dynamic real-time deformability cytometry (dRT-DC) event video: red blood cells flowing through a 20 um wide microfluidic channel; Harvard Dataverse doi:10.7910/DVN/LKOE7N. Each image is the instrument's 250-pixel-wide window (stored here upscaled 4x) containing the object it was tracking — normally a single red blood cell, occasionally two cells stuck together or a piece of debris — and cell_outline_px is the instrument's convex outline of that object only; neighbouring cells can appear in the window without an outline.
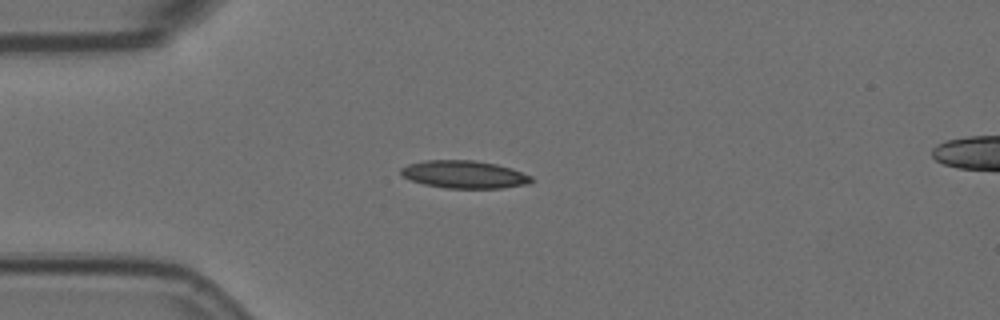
{"species": "Egyptian fruit bat (a non-hibernating species)", "species_latin": "Rousettus aegyptiacus", "temperature_condition": "room temperature", "stored_images_in_passage": 8, "camera_frame_rate_fps": 3000, "um_per_image_px": 0.085, "animal": {"sex": "female"}, "frame": {"image": 1, "passage_image": 3, "time_ms": 0.667, "image_size_px": [1000, 320], "cell_outline_px": [[532, 180], [528, 184], [500, 188], [444, 188], [424, 184], [412, 180], [404, 176], [400, 172], [400, 168], [408, 164], [424, 160], [476, 160], [496, 164], [512, 168], [532, 176]], "centroid_in_image_um": [39.46, 14.82], "position_along_channel_um": 45.5, "area_um2": 21.04}}
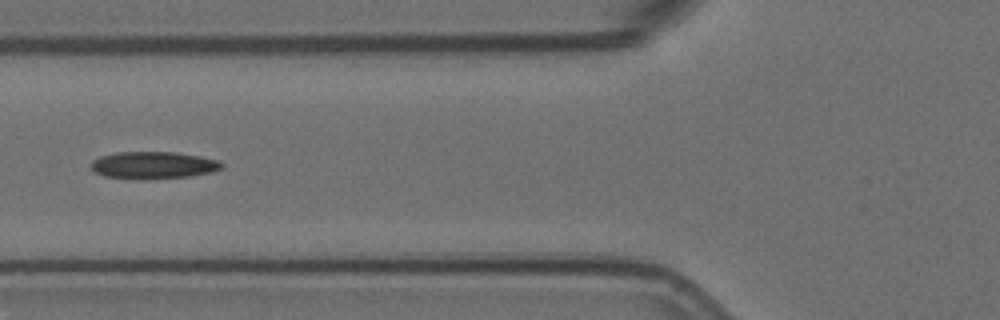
{"frame": {"image": 2, "passage_image": 5, "time_ms": 1.333, "image_size_px": [1000, 320], "cell_outline_px": [[224, 168], [212, 172], [188, 176], [148, 180], [128, 180], [104, 176], [96, 172], [92, 168], [92, 160], [100, 156], [116, 152], [176, 152], [200, 156], [220, 160], [224, 164]], "centroid_in_image_um": [13.05, 14.05], "position_along_channel_um": 112.8, "area_um2": 21.15}}
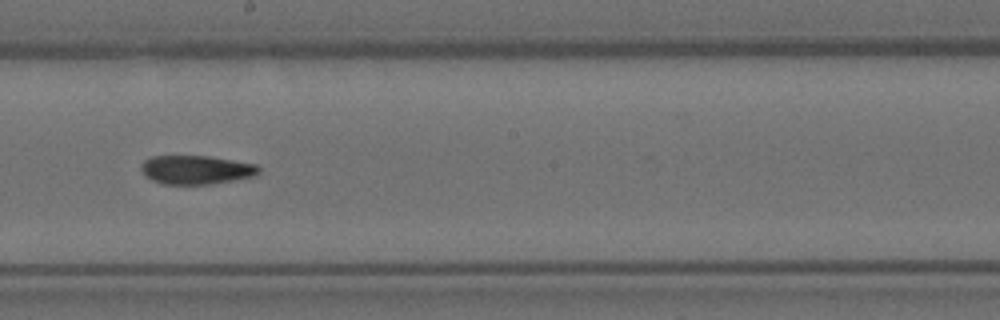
{"frame": {"image": 3, "passage_image": 8, "time_ms": 2.333, "image_size_px": [1000, 320], "cell_outline_px": [[260, 172], [256, 176], [212, 184], [164, 184], [152, 180], [144, 176], [140, 168], [140, 164], [144, 160], [152, 156], [208, 156], [256, 164], [260, 168]], "centroid_in_image_um": [16.66, 14.43], "position_along_channel_um": 231.5, "area_um2": 19.88}}